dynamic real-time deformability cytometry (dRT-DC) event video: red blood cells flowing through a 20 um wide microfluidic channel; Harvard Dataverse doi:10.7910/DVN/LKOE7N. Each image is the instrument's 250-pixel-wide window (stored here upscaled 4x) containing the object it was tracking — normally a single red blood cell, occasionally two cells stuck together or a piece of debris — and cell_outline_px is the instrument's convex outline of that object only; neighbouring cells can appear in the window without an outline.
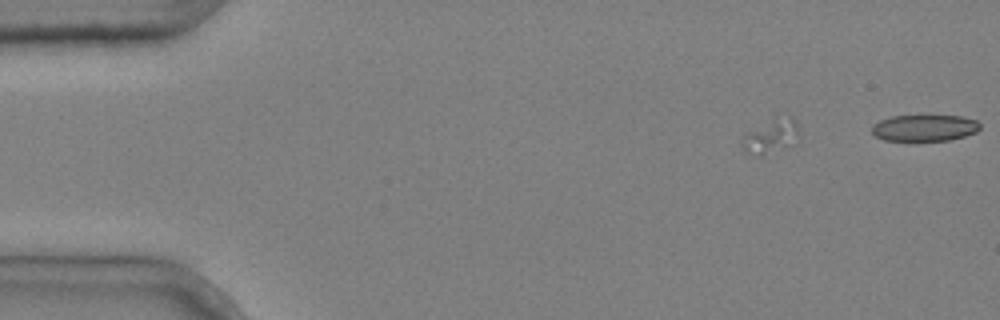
{"species": "common noctule bat (a hibernating species)", "species_latin": "Nyctalus noctula", "temperature_condition": "cold", "stored_images_in_passage": 3, "segment_of_instrument_passage": [2, 2], "camera_frame_rate_fps": 3000, "um_per_image_px": 0.085, "animal": {"sex": "male", "body_mass_g": 20.4}, "frame": {"image": 1, "passage_image": 3, "time_ms": 0.667, "image_size_px": [1000, 320], "cell_outline_px": [[980, 128], [976, 132], [964, 136], [948, 140], [912, 144], [884, 140], [876, 136], [872, 132], [872, 124], [880, 120], [892, 116], [960, 116], [976, 120], [980, 124]], "centroid_in_image_um": [78.53, 10.93], "position_along_channel_um": 6.5, "area_um2": 17.4}}